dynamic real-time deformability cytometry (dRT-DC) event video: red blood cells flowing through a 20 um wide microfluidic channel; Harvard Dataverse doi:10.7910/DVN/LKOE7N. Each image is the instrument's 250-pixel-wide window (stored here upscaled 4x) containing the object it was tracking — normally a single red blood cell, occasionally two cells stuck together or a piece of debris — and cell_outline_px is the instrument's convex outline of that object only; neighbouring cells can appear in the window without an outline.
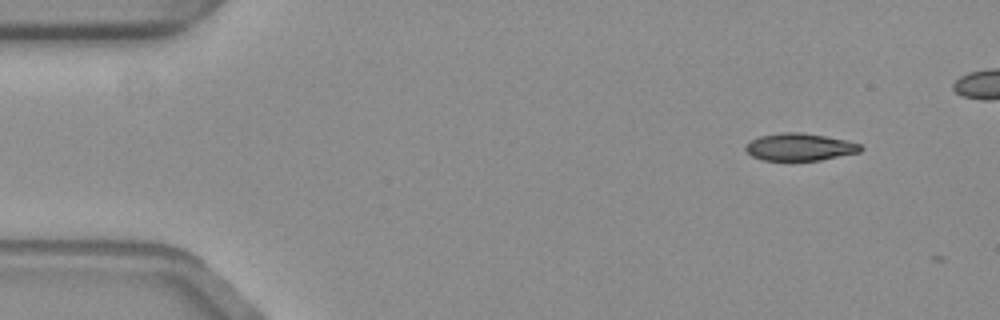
{"species": "common noctule bat (a hibernating species)", "species_latin": "Nyctalus noctula", "temperature_condition": "warm", "stored_images_in_passage": 4, "camera_frame_rate_fps": 3000, "um_per_image_px": 0.085, "animal": {"sex": "female", "body_mass_g": 19.3, "forearm_length_mm": 54.1}, "frame": {"image": 1, "passage_image": 2, "time_ms": 0.333, "image_size_px": [1000, 320], "cell_outline_px": [[864, 148], [860, 152], [820, 160], [764, 160], [752, 156], [744, 148], [752, 140], [760, 136], [780, 132], [800, 132], [824, 136], [844, 140], [860, 144]], "centroid_in_image_um": [67.98, 12.49], "position_along_channel_um": 17.0, "area_um2": 18.09}}